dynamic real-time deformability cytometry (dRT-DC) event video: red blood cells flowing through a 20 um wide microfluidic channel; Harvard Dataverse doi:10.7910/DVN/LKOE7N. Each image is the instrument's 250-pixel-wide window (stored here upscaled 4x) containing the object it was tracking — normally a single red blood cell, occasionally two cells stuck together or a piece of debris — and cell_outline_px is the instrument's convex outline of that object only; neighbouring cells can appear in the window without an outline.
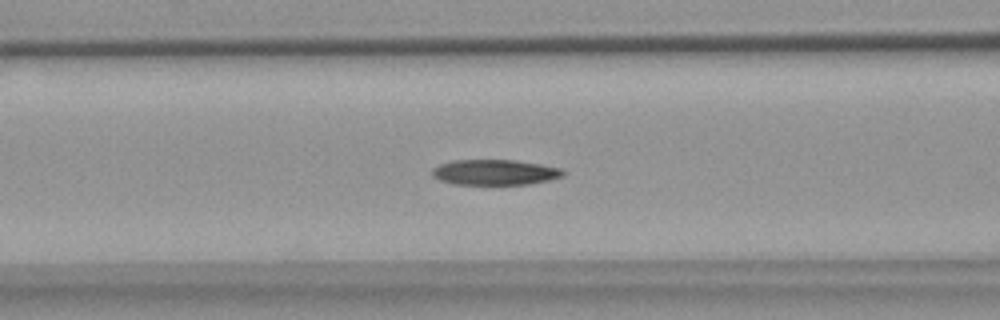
{"species": "common noctule bat (a hibernating species)", "species_latin": "Nyctalus noctula", "temperature_condition": "warm", "stored_images_in_passage": 55, "camera_frame_rate_fps": 3000, "um_per_image_px": 0.085, "animal": {"sex": "female", "body_mass_g": 18.4}, "frame": {"image": 1, "passage_image": 22, "time_ms": 7.0, "image_size_px": [1000, 320], "cell_outline_px": [[568, 172], [564, 176], [548, 180], [528, 184], [452, 184], [440, 180], [432, 176], [432, 168], [440, 164], [452, 160], [516, 160], [540, 164], [560, 168]], "centroid_in_image_um": [42.07, 14.64], "position_along_channel_um": 124.5, "area_um2": 19.48}}
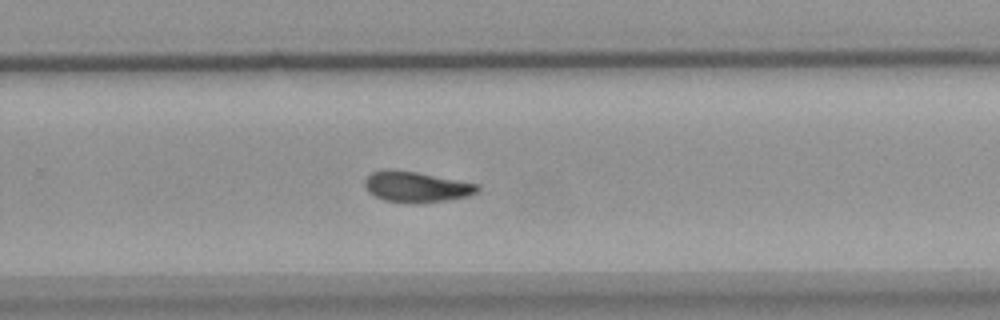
{"frame": {"image": 2, "passage_image": 36, "time_ms": 11.667, "image_size_px": [1000, 320], "cell_outline_px": [[480, 188], [476, 192], [468, 196], [444, 200], [384, 200], [368, 192], [364, 184], [364, 180], [372, 172], [384, 168], [392, 168], [416, 172], [480, 184]], "centroid_in_image_um": [35.36, 15.81], "position_along_channel_um": 294.4, "area_um2": 19.42}}
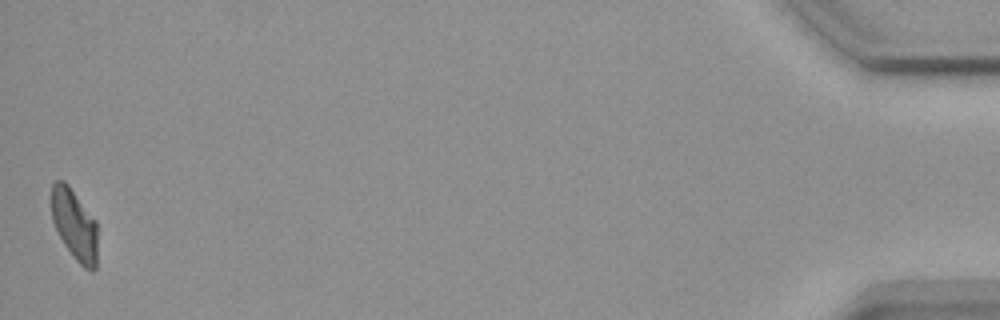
{"frame": {"image": 3, "passage_image": 55, "time_ms": 18.0, "image_size_px": [1000, 320], "cell_outline_px": [[96, 268], [92, 272], [84, 268], [76, 260], [64, 244], [52, 220], [52, 184], [56, 180], [64, 180], [68, 184], [96, 220]], "centroid_in_image_um": [6.33, 19.09], "position_along_channel_um": 428.9, "area_um2": 18.84}}